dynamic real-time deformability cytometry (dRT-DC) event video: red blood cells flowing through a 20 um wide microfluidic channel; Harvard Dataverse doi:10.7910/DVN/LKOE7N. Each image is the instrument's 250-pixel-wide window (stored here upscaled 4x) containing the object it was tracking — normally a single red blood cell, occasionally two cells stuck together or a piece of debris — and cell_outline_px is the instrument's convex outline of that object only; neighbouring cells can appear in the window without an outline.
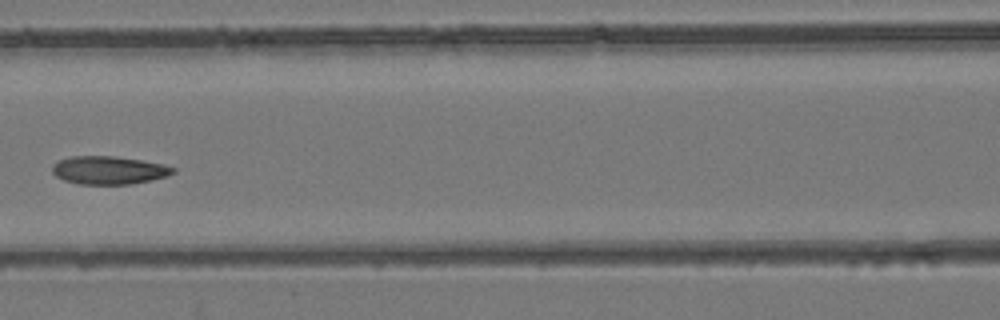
{"species": "common noctule bat (a hibernating species)", "species_latin": "Nyctalus noctula", "temperature_condition": "room temperature", "stored_images_in_passage": 6, "camera_frame_rate_fps": 3000, "um_per_image_px": 0.085, "animal": {"sex": "female", "body_mass_g": 24.6, "forearm_length_mm": 56.2}, "frame": {"image": 1, "passage_image": 5, "time_ms": 6.0, "image_size_px": [1000, 320], "cell_outline_px": [[176, 172], [168, 176], [152, 180], [128, 184], [76, 184], [64, 180], [56, 176], [52, 172], [52, 164], [60, 160], [72, 156], [112, 156], [140, 160], [160, 164], [176, 168]], "centroid_in_image_um": [9.24, 14.47], "position_along_channel_um": 157.4, "area_um2": 19.71}}
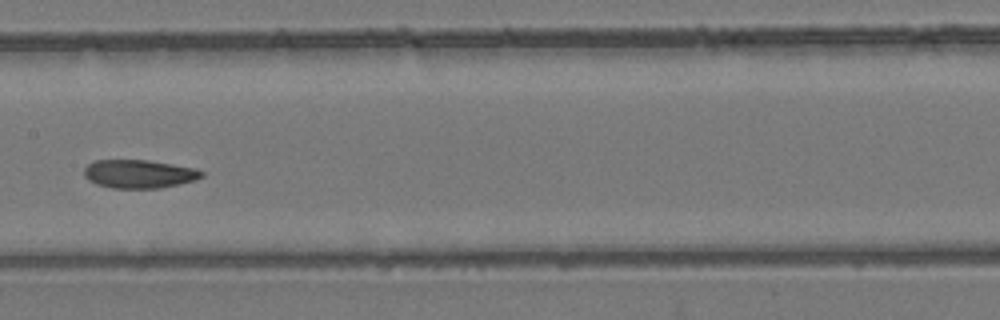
{"frame": {"image": 2, "passage_image": 6, "time_ms": 7.0, "image_size_px": [1000, 320], "cell_outline_px": [[204, 176], [196, 180], [160, 188], [112, 188], [96, 184], [88, 180], [84, 176], [84, 168], [88, 164], [96, 160], [148, 160], [196, 168], [204, 172]], "centroid_in_image_um": [11.82, 14.78], "position_along_channel_um": 195.6, "area_um2": 19.54}}